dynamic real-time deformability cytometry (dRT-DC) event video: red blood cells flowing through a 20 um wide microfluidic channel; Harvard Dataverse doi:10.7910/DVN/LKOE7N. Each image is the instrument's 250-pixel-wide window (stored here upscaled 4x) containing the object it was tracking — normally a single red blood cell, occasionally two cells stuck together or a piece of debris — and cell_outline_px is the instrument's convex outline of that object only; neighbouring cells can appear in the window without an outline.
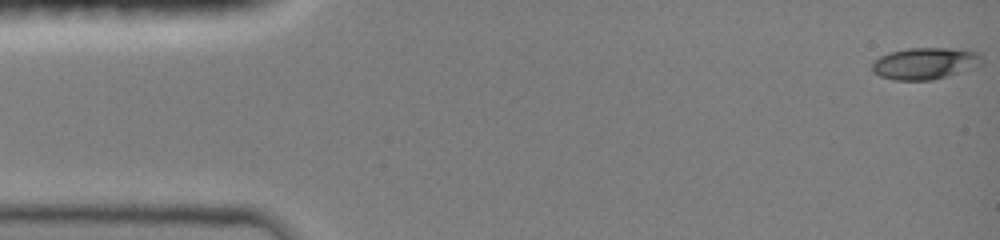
{"species": "common noctule bat (a hibernating species)", "species_latin": "Nyctalus noctula", "temperature_condition": "room temperature", "stored_images_in_passage": 47, "camera_frame_rate_fps": 3000, "um_per_image_px": 0.085, "animal": {"sex": "female", "body_mass_g": 19.0, "forearm_length_mm": 51.5}, "frame": {"image": 1, "passage_image": 1, "time_ms": 0.0, "image_size_px": [1000, 240], "cell_outline_px": [[984, 64], [976, 68], [932, 80], [892, 80], [880, 76], [872, 72], [872, 64], [880, 56], [888, 52], [908, 48], [948, 48], [976, 52], [984, 60]], "centroid_in_image_um": [78.64, 5.4], "position_along_channel_um": 6.4, "area_um2": 20.46}}
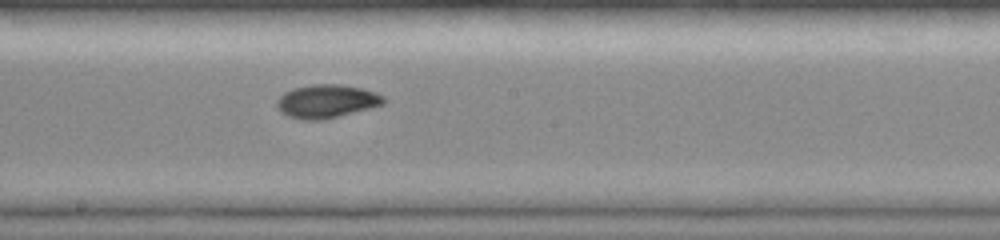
{"frame": {"image": 2, "passage_image": 26, "time_ms": 8.333, "image_size_px": [1000, 240], "cell_outline_px": [[388, 100], [384, 104], [320, 120], [300, 120], [288, 116], [280, 112], [276, 108], [276, 100], [284, 92], [292, 88], [312, 84], [340, 84], [364, 88], [376, 92], [384, 96]], "centroid_in_image_um": [27.74, 8.59], "position_along_channel_um": 220.5, "area_um2": 20.92}}
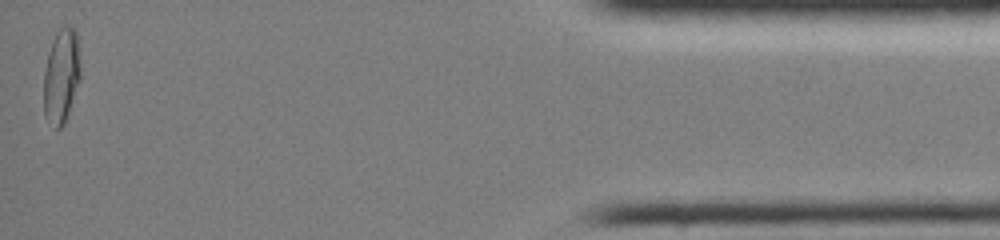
{"frame": {"image": 3, "passage_image": 47, "time_ms": 15.333, "image_size_px": [1000, 240], "cell_outline_px": [[80, 80], [68, 116], [64, 124], [60, 128], [56, 128], [44, 116], [44, 68], [48, 52], [52, 40], [60, 24], [64, 24], [72, 28], [76, 32], [80, 68]], "centroid_in_image_um": [5.21, 6.44], "position_along_channel_um": 430.0, "area_um2": 20.46}, "authors_computed_cell_mechanics": {"area_um2": 19.7098, "velocity_mm_per_s": 4.0468, "shape_relaxation_time_tau1_ms": 7.1438, "shape_relaxation_time_tau2_ms": 2.2266, "deformation_change_tau1": 0.2149, "deformation_change_tau2": 0.0335}}